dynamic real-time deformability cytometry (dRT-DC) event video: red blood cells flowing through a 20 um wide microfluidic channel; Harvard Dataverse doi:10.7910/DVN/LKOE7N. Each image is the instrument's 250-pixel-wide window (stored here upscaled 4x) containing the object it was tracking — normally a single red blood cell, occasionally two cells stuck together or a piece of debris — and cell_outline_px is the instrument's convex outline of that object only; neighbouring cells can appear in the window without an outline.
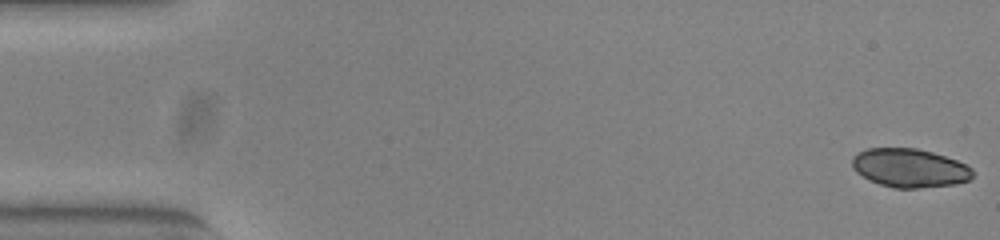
{"species": "common noctule bat (a hibernating species)", "species_latin": "Nyctalus noctula", "temperature_condition": "warm", "stored_images_in_passage": 52, "camera_frame_rate_fps": 3000, "um_per_image_px": 0.085, "animal": {"sex": "female", "body_mass_g": 23.0, "forearm_length_mm": 53.4}, "frame": {"image": 1, "passage_image": 1, "time_ms": 0.0, "image_size_px": [1000, 240], "cell_outline_px": [[972, 176], [968, 180], [956, 184], [920, 188], [896, 188], [880, 184], [856, 172], [852, 168], [852, 156], [868, 148], [916, 148], [932, 152], [956, 160], [972, 168]], "centroid_in_image_um": [77.31, 14.27], "position_along_channel_um": 7.7, "area_um2": 26.93}, "authors_computed_cell_mechanics": {"area_um2": 27.0793, "velocity_mm_per_s": 3.8635, "shape_relaxation_time_tau1_ms": 2.7709, "shape_relaxation_time_tau2_ms": null, "deformation_change_tau1": 0.1521, "deformation_change_tau2": null}}